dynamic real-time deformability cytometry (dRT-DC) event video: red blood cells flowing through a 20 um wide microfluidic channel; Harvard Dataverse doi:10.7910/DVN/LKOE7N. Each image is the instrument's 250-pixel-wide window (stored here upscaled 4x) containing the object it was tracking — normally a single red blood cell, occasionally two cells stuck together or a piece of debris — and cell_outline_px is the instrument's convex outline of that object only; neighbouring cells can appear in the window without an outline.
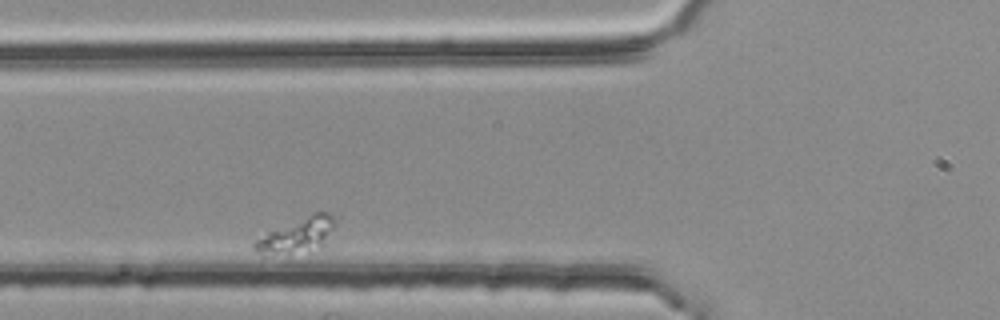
{"species": "common noctule bat (a hibernating species)", "species_latin": "Nyctalus noctula", "temperature_condition": "room temperature", "stored_images_in_passage": 39, "segment_of_instrument_passage": [2, 2], "camera_frame_rate_fps": 3000, "um_per_image_px": 0.085, "animal": {"sex": "female", "body_mass_g": 25.1}, "frame": {"image": 1, "passage_image": 11, "time_ms": 3.333, "image_size_px": [1000, 320], "cell_outline_px": [[336, 228], [324, 244], [320, 248], [264, 256], [252, 248], [252, 244], [256, 240], [268, 232], [316, 212], [328, 212], [336, 220]], "centroid_in_image_um": [25.29, 20.0], "position_along_channel_um": 100.5, "area_um2": 16.07}}
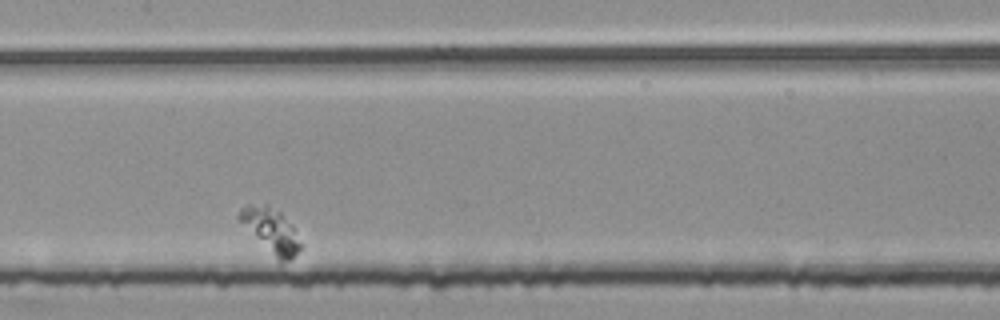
{"frame": {"image": 2, "passage_image": 20, "time_ms": 6.333, "image_size_px": [1000, 320], "cell_outline_px": [[304, 244], [292, 260], [280, 260], [236, 220], [236, 216], [240, 208], [248, 204], [268, 204], [280, 212], [292, 224]], "centroid_in_image_um": [23.03, 19.54], "position_along_channel_um": 184.4, "area_um2": 15.95}}
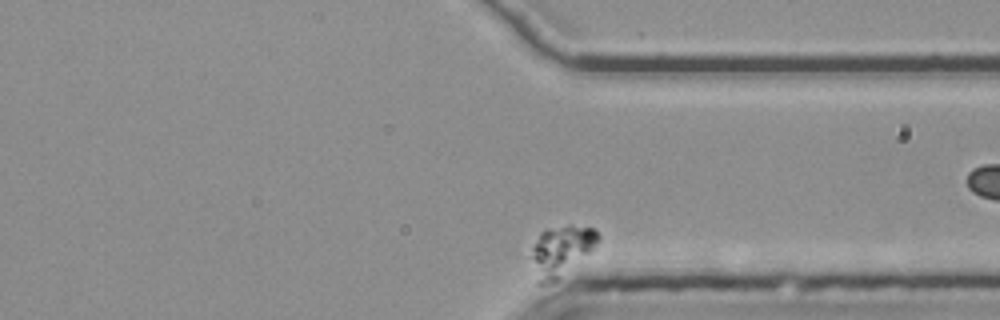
{"frame": {"image": 3, "passage_image": 38, "time_ms": 12.333, "image_size_px": [1000, 320], "cell_outline_px": [[600, 236], [592, 248], [560, 280], [552, 284], [536, 284], [532, 256], [532, 248], [540, 232], [544, 228], [572, 224], [596, 228]], "centroid_in_image_um": [47.67, 21.32], "position_along_channel_um": 363.7, "area_um2": 19.83}}